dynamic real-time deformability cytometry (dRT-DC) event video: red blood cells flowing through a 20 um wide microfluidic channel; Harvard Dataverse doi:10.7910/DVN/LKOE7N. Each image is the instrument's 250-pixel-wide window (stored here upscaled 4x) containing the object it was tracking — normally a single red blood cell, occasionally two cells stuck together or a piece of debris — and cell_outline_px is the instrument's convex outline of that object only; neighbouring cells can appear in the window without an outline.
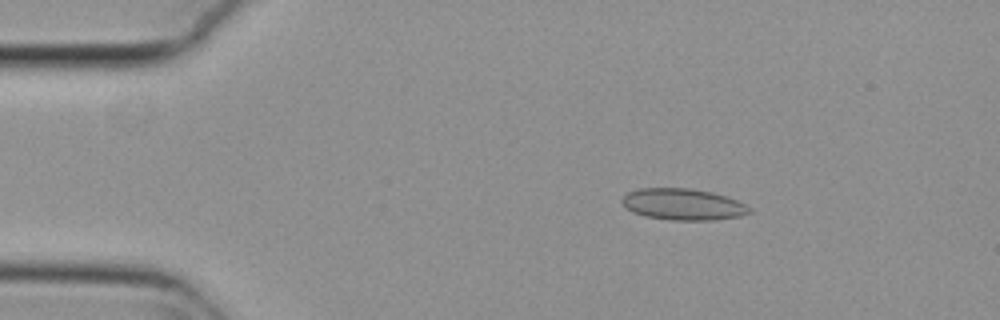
{"species": "common noctule bat (a hibernating species)", "species_latin": "Nyctalus noctula", "temperature_condition": "cold", "stored_images_in_passage": 53, "camera_frame_rate_fps": 3000, "um_per_image_px": 0.085, "animal": {"sex": "female", "body_mass_g": 29.2, "forearm_length_mm": 56.3}, "frame": {"image": 1, "passage_image": 8, "time_ms": 2.333, "image_size_px": [1000, 320], "cell_outline_px": [[752, 212], [740, 216], [712, 220], [672, 220], [644, 216], [632, 212], [620, 200], [628, 192], [640, 188], [688, 188], [712, 192], [736, 200], [752, 208]], "centroid_in_image_um": [58.06, 17.37], "position_along_channel_um": 26.9, "area_um2": 23.24}}
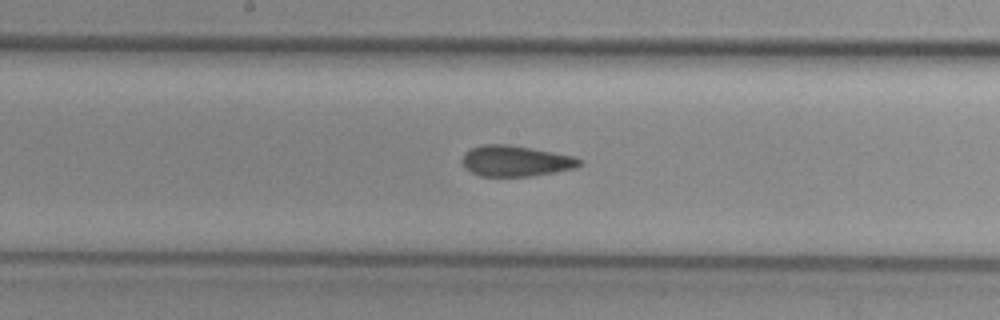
{"frame": {"image": 2, "passage_image": 27, "time_ms": 8.667, "image_size_px": [1000, 320], "cell_outline_px": [[580, 164], [576, 168], [556, 172], [528, 176], [480, 176], [472, 172], [460, 160], [464, 152], [480, 144], [508, 144], [532, 148], [572, 156], [580, 160]], "centroid_in_image_um": [43.79, 13.67], "position_along_channel_um": 204.4, "area_um2": 20.92}}
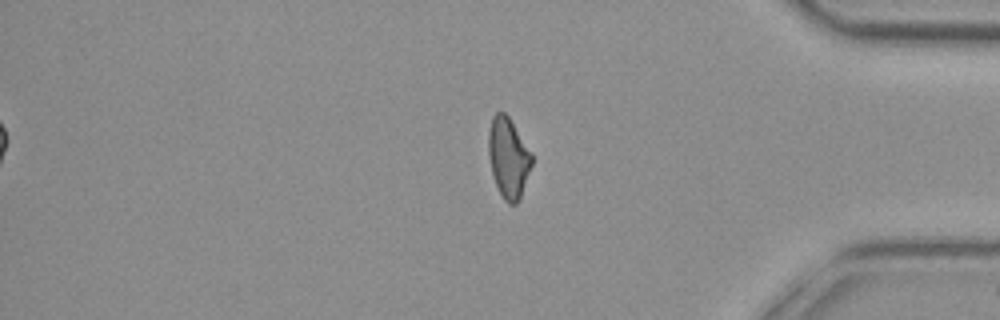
{"frame": {"image": 3, "passage_image": 44, "time_ms": 14.333, "image_size_px": [1000, 320], "cell_outline_px": [[532, 164], [520, 200], [516, 204], [508, 204], [504, 200], [492, 176], [488, 152], [488, 132], [492, 116], [496, 112], [504, 112], [508, 116], [532, 152]], "centroid_in_image_um": [43.21, 13.41], "position_along_channel_um": 392.0, "area_um2": 20.4}, "authors_computed_cell_mechanics": {"area_um2": 21.5016, "velocity_mm_per_s": 3.7797, "shape_relaxation_time_tau1_ms": null, "shape_relaxation_time_tau2_ms": 2.0382, "deformation_change_tau1": null, "deformation_change_tau2": 0.0763}}